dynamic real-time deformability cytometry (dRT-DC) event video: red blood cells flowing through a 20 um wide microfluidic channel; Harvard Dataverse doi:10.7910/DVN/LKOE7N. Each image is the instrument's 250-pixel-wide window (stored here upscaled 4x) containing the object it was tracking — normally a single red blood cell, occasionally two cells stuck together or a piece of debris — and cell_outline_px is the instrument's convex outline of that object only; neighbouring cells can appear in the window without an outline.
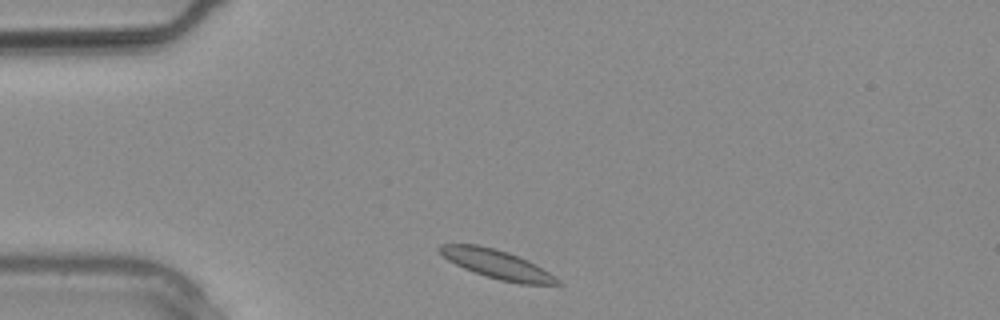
{"species": "common noctule bat (a hibernating species)", "species_latin": "Nyctalus noctula", "temperature_condition": "warm", "stored_images_in_passage": 1, "camera_frame_rate_fps": 3000, "um_per_image_px": 0.085, "animal": {"sex": "male", "body_mass_g": 20.4}, "frame": {"image": 1, "passage_image": 1, "time_ms": 0.0, "image_size_px": [1000, 320], "cell_outline_px": [[564, 284], [520, 284], [500, 280], [464, 268], [448, 260], [436, 248], [440, 244], [476, 244], [508, 252], [528, 260], [536, 264], [556, 276]], "centroid_in_image_um": [42.27, 22.46], "position_along_channel_um": 42.7, "area_um2": 19.59}}